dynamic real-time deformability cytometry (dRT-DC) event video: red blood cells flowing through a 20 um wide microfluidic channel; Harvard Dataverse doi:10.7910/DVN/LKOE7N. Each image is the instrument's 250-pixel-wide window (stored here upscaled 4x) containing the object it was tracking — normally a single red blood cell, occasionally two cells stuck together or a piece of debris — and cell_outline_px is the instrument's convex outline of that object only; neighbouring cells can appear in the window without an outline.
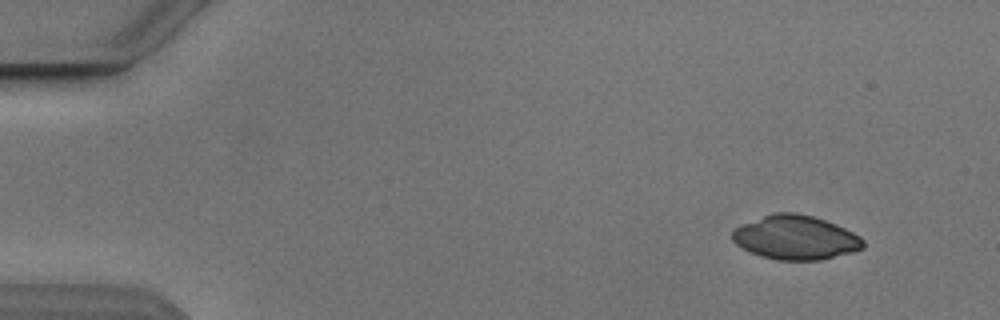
{"species": "Egyptian fruit bat (a non-hibernating species)", "species_latin": "Rousettus aegyptiacus", "temperature_condition": "cold", "stored_images_in_passage": 4, "camera_frame_rate_fps": 3000, "um_per_image_px": 0.085, "animal": {"sex": "male"}, "frame": {"image": 1, "passage_image": 1, "time_ms": 0.0, "image_size_px": [1000, 320], "cell_outline_px": [[864, 248], [852, 252], [820, 260], [776, 260], [760, 256], [736, 244], [732, 240], [732, 228], [740, 224], [772, 212], [796, 212], [812, 216], [836, 224], [860, 236], [864, 240]], "centroid_in_image_um": [67.59, 20.18], "position_along_channel_um": 17.4, "area_um2": 33.81}}